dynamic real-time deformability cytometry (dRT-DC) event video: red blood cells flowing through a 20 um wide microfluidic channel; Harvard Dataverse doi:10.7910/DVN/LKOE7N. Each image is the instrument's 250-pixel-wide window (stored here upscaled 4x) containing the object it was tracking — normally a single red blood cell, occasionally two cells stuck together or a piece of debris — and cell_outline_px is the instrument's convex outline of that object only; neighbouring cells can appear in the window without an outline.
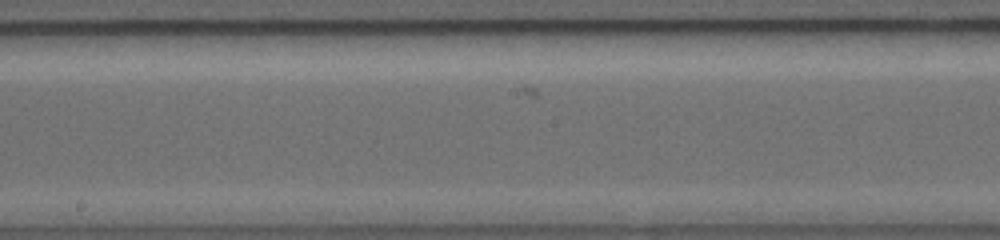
{"species": "common noctule bat (a hibernating species)", "species_latin": "Nyctalus noctula", "temperature_condition": "warm", "stored_images_in_passage": 8, "camera_frame_rate_fps": 5000, "um_per_image_px": 0.085, "animal": {"sex": "female", "body_mass_g": 19.0, "forearm_length_mm": 56.7}, "frame": {"image": 1, "passage_image": 7, "time_ms": 2.8, "image_size_px": [1000, 240], "cell_outline_px": [[548, 84], [536, 96], [528, 96], [408, 88], [392, 84], [392, 80], [404, 76], [512, 76], [540, 80]], "centroid_in_image_um": [40.37, 7.17], "position_along_channel_um": 207.8, "area_um2": 16.47}}